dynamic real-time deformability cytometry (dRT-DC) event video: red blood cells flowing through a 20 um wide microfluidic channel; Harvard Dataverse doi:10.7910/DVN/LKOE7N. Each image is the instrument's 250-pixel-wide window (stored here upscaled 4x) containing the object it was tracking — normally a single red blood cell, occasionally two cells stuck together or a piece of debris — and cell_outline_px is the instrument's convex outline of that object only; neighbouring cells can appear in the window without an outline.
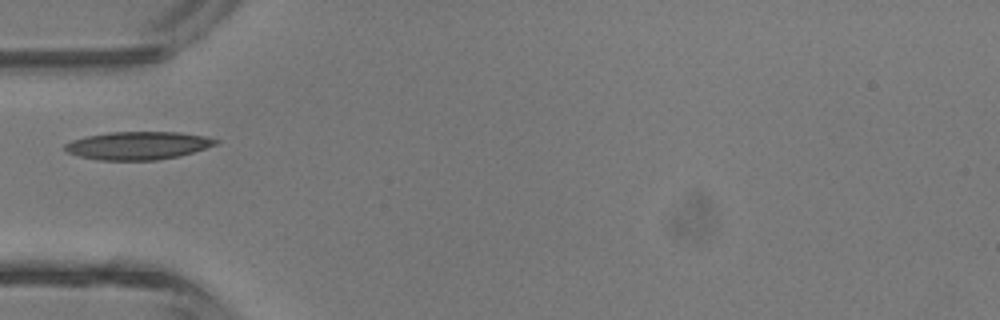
{"species": "common noctule bat (a hibernating species)", "species_latin": "Nyctalus noctula", "temperature_condition": "room temperature", "stored_images_in_passage": 6, "camera_frame_rate_fps": 3000, "um_per_image_px": 0.085, "animal": {"sex": "male", "body_mass_g": 13.3}, "frame": {"image": 1, "passage_image": 5, "time_ms": 4.667, "image_size_px": [1000, 320], "cell_outline_px": [[220, 140], [216, 144], [180, 156], [156, 160], [100, 160], [80, 156], [68, 152], [64, 148], [64, 144], [72, 140], [88, 136], [108, 132], [180, 132], [204, 136]], "centroid_in_image_um": [11.73, 12.37], "position_along_channel_um": 73.3, "area_um2": 24.39}}
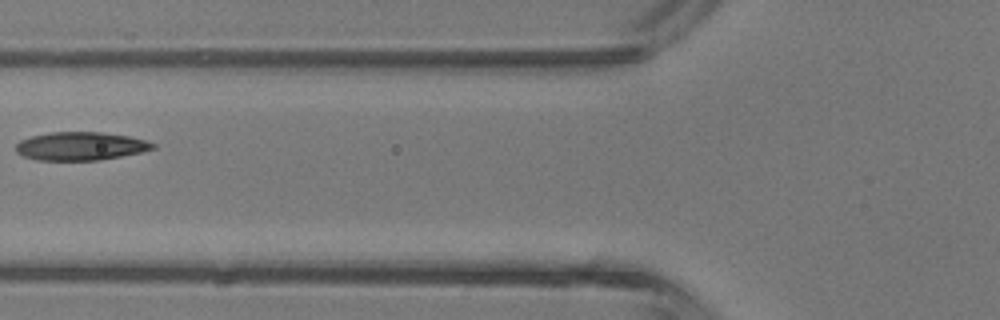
{"frame": {"image": 2, "passage_image": 6, "time_ms": 5.667, "image_size_px": [1000, 320], "cell_outline_px": [[156, 148], [140, 152], [100, 160], [36, 160], [24, 156], [16, 152], [16, 144], [20, 140], [32, 136], [48, 132], [100, 132], [128, 136], [144, 140], [156, 144]], "centroid_in_image_um": [6.83, 12.42], "position_along_channel_um": 119.0, "area_um2": 22.48}}